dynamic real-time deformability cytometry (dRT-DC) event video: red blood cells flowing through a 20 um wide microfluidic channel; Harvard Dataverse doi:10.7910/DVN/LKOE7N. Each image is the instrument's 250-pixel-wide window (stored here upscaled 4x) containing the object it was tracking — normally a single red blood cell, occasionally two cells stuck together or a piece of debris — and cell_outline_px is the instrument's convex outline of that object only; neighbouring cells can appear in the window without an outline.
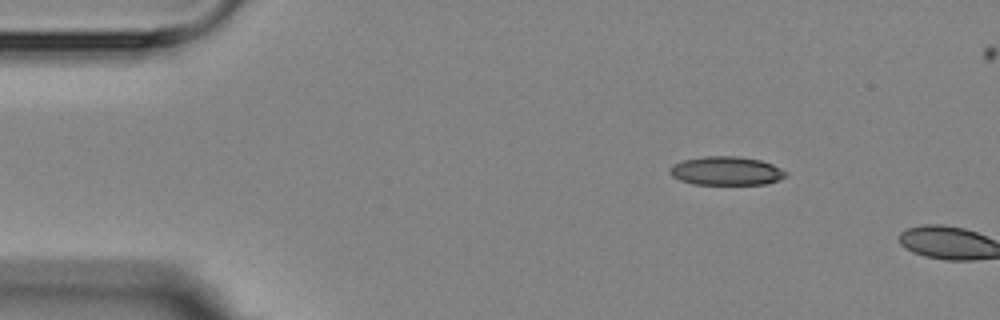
{"species": "Egyptian fruit bat (a non-hibernating species)", "species_latin": "Rousettus aegyptiacus", "temperature_condition": "room temperature", "stored_images_in_passage": 2, "camera_frame_rate_fps": 3000, "um_per_image_px": 0.085, "animal": {"sex": "female"}, "frame": {"image": 1, "passage_image": 1, "time_ms": 0.0, "image_size_px": [1000, 320], "cell_outline_px": [[788, 172], [784, 176], [776, 180], [764, 184], [692, 184], [680, 180], [672, 176], [668, 172], [668, 168], [672, 164], [684, 160], [704, 156], [736, 156], [760, 160], [772, 164]], "centroid_in_image_um": [61.67, 14.52], "position_along_channel_um": 23.3, "area_um2": 19.31}}